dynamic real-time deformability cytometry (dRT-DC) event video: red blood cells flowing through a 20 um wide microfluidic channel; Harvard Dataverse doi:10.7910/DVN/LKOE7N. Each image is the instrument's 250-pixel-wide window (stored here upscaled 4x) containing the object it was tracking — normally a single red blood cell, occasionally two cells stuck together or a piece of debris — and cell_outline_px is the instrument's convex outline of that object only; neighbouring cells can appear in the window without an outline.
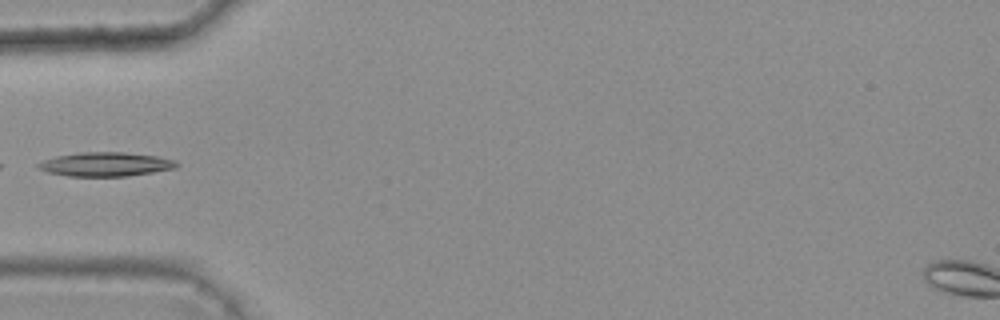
{"species": "common noctule bat (a hibernating species)", "species_latin": "Nyctalus noctula", "temperature_condition": "warm", "stored_images_in_passage": 3, "camera_frame_rate_fps": 3000, "um_per_image_px": 0.085, "animal": {"sex": "female", "body_mass_g": 25.1}, "frame": {"image": 1, "passage_image": 3, "time_ms": 0.667, "image_size_px": [1000, 320], "cell_outline_px": [[180, 164], [176, 168], [128, 176], [68, 176], [48, 172], [36, 168], [36, 164], [44, 160], [56, 156], [80, 152], [124, 152], [156, 156], [176, 160]], "centroid_in_image_um": [8.98, 13.96], "position_along_channel_um": 76.0, "area_um2": 19.42}}